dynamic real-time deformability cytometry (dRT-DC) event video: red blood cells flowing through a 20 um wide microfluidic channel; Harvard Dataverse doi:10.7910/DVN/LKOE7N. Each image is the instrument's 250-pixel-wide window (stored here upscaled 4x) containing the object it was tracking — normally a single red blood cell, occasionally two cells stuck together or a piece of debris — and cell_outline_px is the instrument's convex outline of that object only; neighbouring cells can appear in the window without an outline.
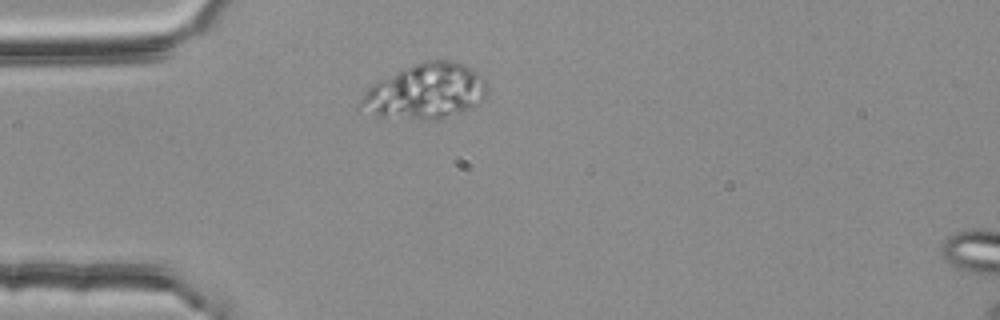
{"species": "common noctule bat (a hibernating species)", "species_latin": "Nyctalus noctula", "temperature_condition": "room temperature", "stored_images_in_passage": 1, "camera_frame_rate_fps": 3000, "um_per_image_px": 0.085, "animal": {"sex": "female", "body_mass_g": 25.1}, "frame": {"image": 1, "passage_image": 1, "time_ms": 0.0, "image_size_px": [1000, 320], "cell_outline_px": [[488, 92], [484, 96], [468, 108], [460, 112], [440, 120], [424, 120], [380, 116], [360, 112], [356, 108], [360, 100], [368, 88], [372, 84], [396, 72], [424, 60], [452, 60], [464, 64], [484, 76], [488, 84]], "centroid_in_image_um": [36.15, 7.78], "position_along_channel_um": 48.9, "area_um2": 40.92}}